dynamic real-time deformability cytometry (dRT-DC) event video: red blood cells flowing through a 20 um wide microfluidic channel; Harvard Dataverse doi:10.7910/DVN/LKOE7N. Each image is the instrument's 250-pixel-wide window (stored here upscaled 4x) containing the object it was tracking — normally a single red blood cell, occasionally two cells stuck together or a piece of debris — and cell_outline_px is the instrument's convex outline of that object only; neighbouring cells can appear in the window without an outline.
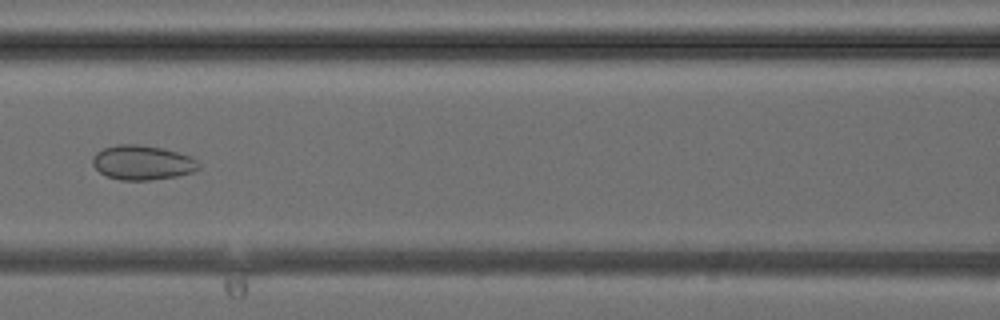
{"species": "common noctule bat (a hibernating species)", "species_latin": "Nyctalus noctula", "temperature_condition": "cold", "stored_images_in_passage": 41, "camera_frame_rate_fps": 3000, "um_per_image_px": 0.085, "animal": {"sex": "female", "body_mass_g": 24.6, "forearm_length_mm": 56.2}, "frame": {"image": 1, "passage_image": 18, "time_ms": 5.667, "image_size_px": [1000, 320], "cell_outline_px": [[200, 168], [192, 172], [176, 176], [152, 180], [120, 180], [108, 176], [100, 172], [92, 164], [92, 156], [96, 152], [104, 148], [116, 144], [136, 144], [160, 148], [192, 156], [200, 164]], "centroid_in_image_um": [12.09, 13.82], "position_along_channel_um": 154.5, "area_um2": 21.33}}
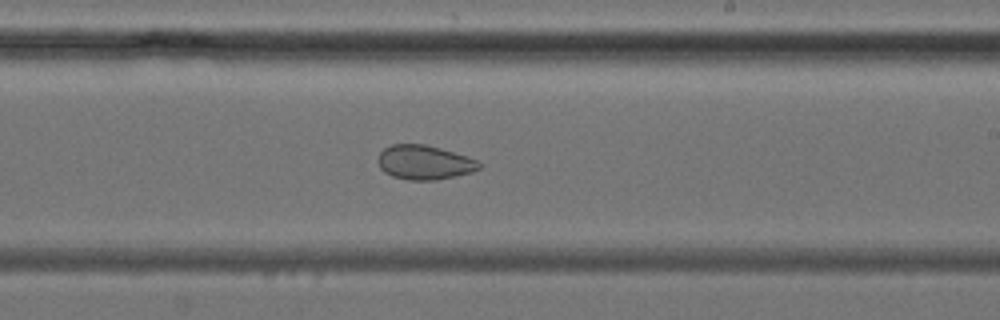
{"frame": {"image": 2, "passage_image": 24, "time_ms": 7.667, "image_size_px": [1000, 320], "cell_outline_px": [[480, 168], [472, 172], [456, 176], [436, 180], [408, 180], [392, 176], [384, 172], [380, 168], [376, 160], [380, 152], [384, 148], [392, 144], [424, 144], [440, 148], [476, 160], [480, 164]], "centroid_in_image_um": [36.01, 13.81], "position_along_channel_um": 253.0, "area_um2": 20.17}}
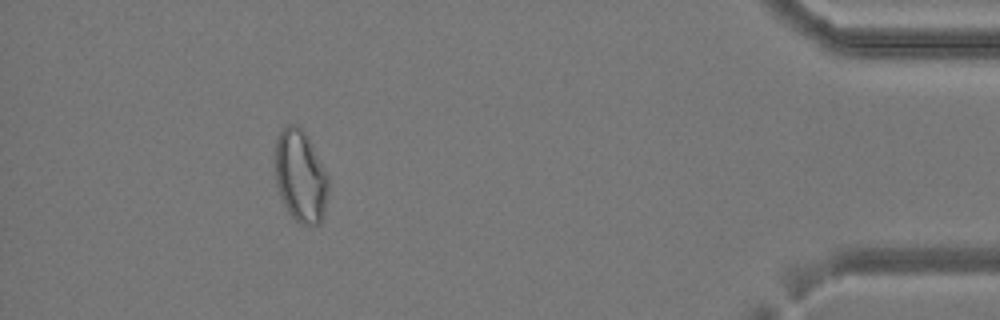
{"frame": {"image": 3, "passage_image": 37, "time_ms": 12.0, "image_size_px": [1000, 320], "cell_outline_px": [[328, 188], [324, 212], [320, 224], [300, 224], [288, 212], [280, 196], [276, 184], [276, 140], [280, 132], [288, 124], [296, 124], [308, 136], [328, 176]], "centroid_in_image_um": [25.54, 14.98], "position_along_channel_um": 409.7, "area_um2": 28.32}}